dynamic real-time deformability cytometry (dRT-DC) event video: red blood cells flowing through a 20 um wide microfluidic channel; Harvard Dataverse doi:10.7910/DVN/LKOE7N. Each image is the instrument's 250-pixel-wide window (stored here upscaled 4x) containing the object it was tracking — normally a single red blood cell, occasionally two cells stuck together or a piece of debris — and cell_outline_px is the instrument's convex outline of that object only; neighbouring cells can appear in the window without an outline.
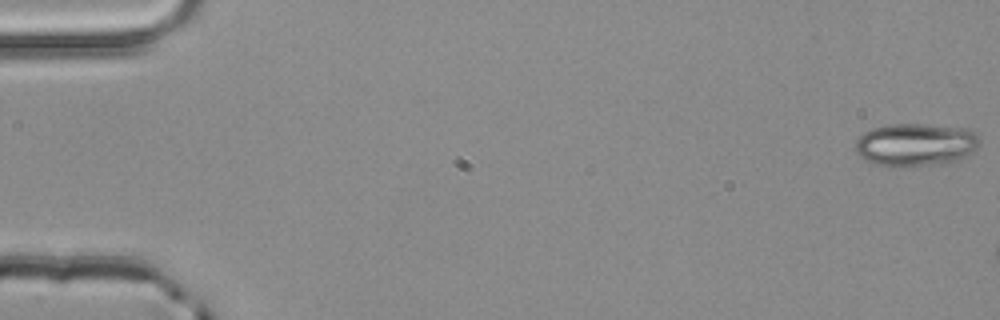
{"species": "common noctule bat (a hibernating species)", "species_latin": "Nyctalus noctula", "temperature_condition": "room temperature", "stored_images_in_passage": 4, "camera_frame_rate_fps": 3000, "um_per_image_px": 0.085, "animal": {"sex": "male", "body_mass_g": 20.4}, "frame": {"image": 1, "passage_image": 1, "time_ms": 0.0, "image_size_px": [1000, 320], "cell_outline_px": [[980, 144], [972, 152], [948, 164], [896, 168], [888, 168], [872, 164], [864, 160], [856, 152], [856, 140], [864, 132], [872, 128], [888, 124], [924, 124], [964, 128], [972, 132], [980, 140]], "centroid_in_image_um": [77.77, 12.33], "position_along_channel_um": 7.2, "area_um2": 31.62}}